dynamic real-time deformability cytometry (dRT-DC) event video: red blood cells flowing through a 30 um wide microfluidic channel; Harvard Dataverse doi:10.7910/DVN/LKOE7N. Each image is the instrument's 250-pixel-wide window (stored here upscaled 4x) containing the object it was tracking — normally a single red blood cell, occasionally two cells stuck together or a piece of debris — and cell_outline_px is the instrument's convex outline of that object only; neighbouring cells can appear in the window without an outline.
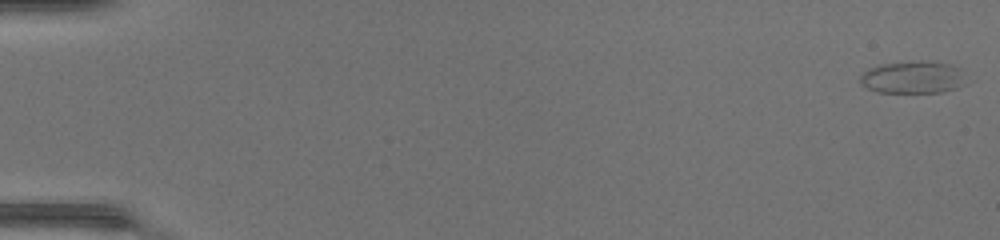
{"species": "common noctule bat (a hibernating species)", "species_latin": "Nyctalus noctula", "temperature_condition": "warm", "stored_images_in_passage": 8, "segment_of_instrument_passage": [1, 2], "camera_frame_rate_fps": 3000, "um_per_image_px": 0.085, "animal": {"sex": "female", "body_mass_g": 17.0, "forearm_length_mm": 48.0}, "frame": {"image": 1, "passage_image": 1, "time_ms": 0.0, "image_size_px": [1000, 240], "cell_outline_px": [[972, 80], [968, 84], [944, 92], [876, 92], [860, 84], [860, 76], [868, 68], [880, 64], [908, 60], [932, 60], [952, 64], [960, 68]], "centroid_in_image_um": [77.71, 6.54], "position_along_channel_um": 7.3, "area_um2": 20.98}}